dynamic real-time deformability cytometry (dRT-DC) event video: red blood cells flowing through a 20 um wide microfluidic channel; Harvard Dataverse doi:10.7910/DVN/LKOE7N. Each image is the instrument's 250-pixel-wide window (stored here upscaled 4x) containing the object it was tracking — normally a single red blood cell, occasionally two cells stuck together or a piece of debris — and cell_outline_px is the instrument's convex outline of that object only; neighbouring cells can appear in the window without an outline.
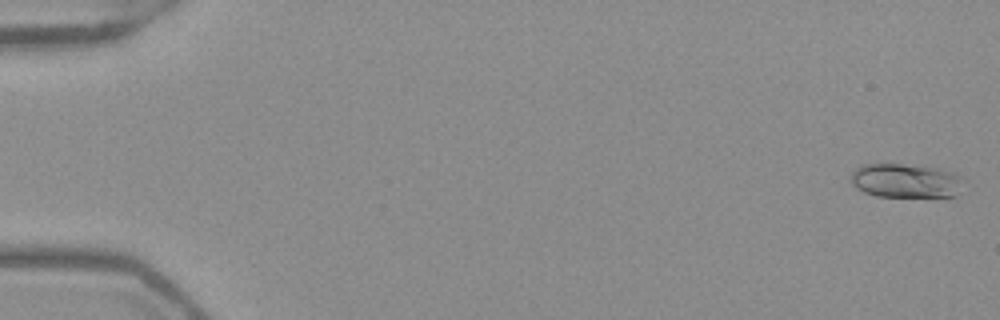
{"species": "Egyptian fruit bat (a non-hibernating species)", "species_latin": "Rousettus aegyptiacus", "temperature_condition": "warm", "stored_images_in_passage": 52, "camera_frame_rate_fps": 3000, "um_per_image_px": 0.085, "frame": {"image": 1, "passage_image": 1, "time_ms": 0.0, "image_size_px": [1000, 320], "cell_outline_px": [[964, 180], [956, 196], [876, 196], [864, 192], [856, 188], [852, 184], [852, 172], [860, 164], [904, 164], [936, 168], [956, 172]], "centroid_in_image_um": [76.99, 15.35], "position_along_channel_um": 8.0, "area_um2": 22.37}}
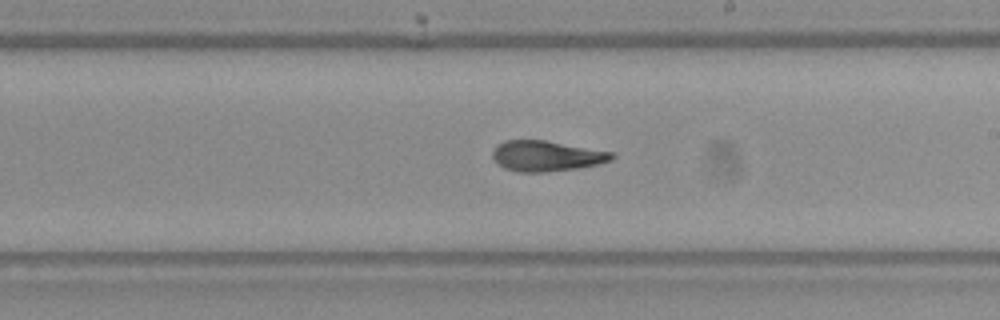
{"frame": {"image": 2, "passage_image": 31, "time_ms": 10.0, "image_size_px": [1000, 320], "cell_outline_px": [[616, 156], [612, 160], [600, 164], [576, 168], [544, 172], [520, 172], [504, 168], [496, 164], [492, 156], [492, 152], [496, 144], [504, 140], [544, 140], [612, 152]], "centroid_in_image_um": [46.41, 13.26], "position_along_channel_um": 242.6, "area_um2": 21.27}}
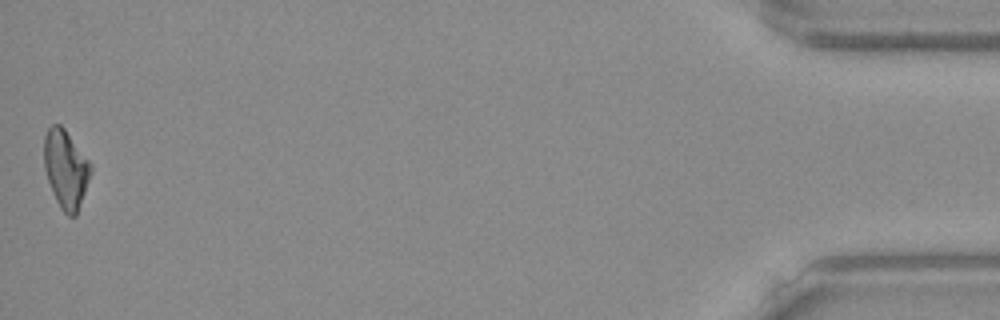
{"frame": {"image": 3, "passage_image": 52, "time_ms": 17.0, "image_size_px": [1000, 320], "cell_outline_px": [[92, 172], [76, 216], [68, 216], [60, 208], [56, 200], [48, 180], [44, 168], [44, 136], [48, 128], [52, 124], [60, 124], [64, 128], [92, 164]], "centroid_in_image_um": [5.6, 14.36], "position_along_channel_um": 429.6, "area_um2": 21.27}, "authors_computed_cell_mechanics": {"area_um2": 21.2704, "velocity_mm_per_s": 3.9508, "shape_relaxation_time_tau1_ms": null, "shape_relaxation_time_tau2_ms": 2.0025, "deformation_change_tau1": null, "deformation_change_tau2": 0.0691}}